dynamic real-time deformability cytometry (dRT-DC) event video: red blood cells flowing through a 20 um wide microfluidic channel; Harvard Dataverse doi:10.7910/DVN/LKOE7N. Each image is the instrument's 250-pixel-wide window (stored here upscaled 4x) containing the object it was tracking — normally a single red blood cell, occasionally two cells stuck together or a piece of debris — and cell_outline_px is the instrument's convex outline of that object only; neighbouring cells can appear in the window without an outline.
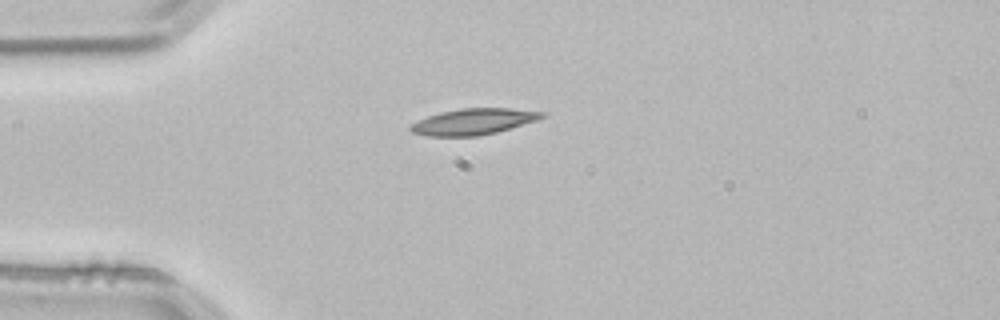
{"species": "common noctule bat (a hibernating species)", "species_latin": "Nyctalus noctula", "temperature_condition": "room temperature", "stored_images_in_passage": 1, "camera_frame_rate_fps": 3000, "um_per_image_px": 0.085, "animal": {"sex": "male", "body_mass_g": 21.5, "forearm_length_mm": 52.0}, "frame": {"image": 1, "passage_image": 1, "time_ms": 0.0, "image_size_px": [1000, 320], "cell_outline_px": [[548, 112], [544, 116], [536, 120], [496, 132], [476, 136], [428, 136], [412, 132], [408, 128], [412, 124], [428, 116], [440, 112], [460, 108], [512, 108]], "centroid_in_image_um": [40.25, 10.32], "position_along_channel_um": 44.7, "area_um2": 19.83}}